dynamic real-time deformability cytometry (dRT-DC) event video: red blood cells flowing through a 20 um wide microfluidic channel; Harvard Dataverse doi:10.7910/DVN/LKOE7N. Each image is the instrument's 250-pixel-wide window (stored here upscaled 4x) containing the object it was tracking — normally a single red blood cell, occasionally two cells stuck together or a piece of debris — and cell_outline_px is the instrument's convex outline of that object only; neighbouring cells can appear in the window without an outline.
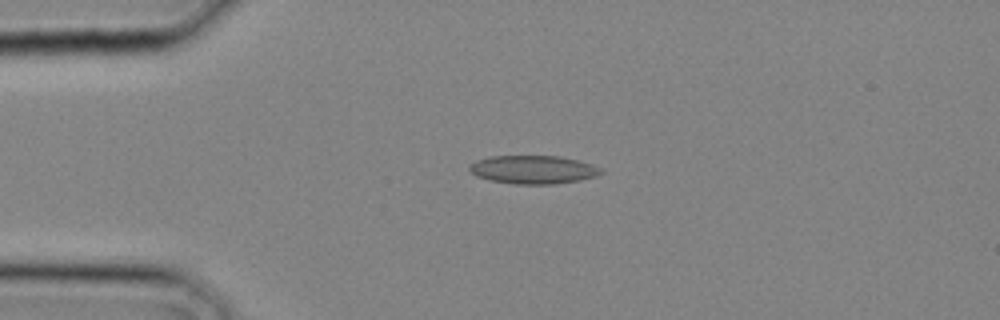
{"species": "common noctule bat (a hibernating species)", "species_latin": "Nyctalus noctula", "temperature_condition": "cold", "stored_images_in_passage": 29, "camera_frame_rate_fps": 3000, "um_per_image_px": 0.085, "animal": {"sex": "male", "body_mass_g": 20.4}, "frame": {"image": 1, "passage_image": 7, "time_ms": 2.0, "image_size_px": [1000, 320], "cell_outline_px": [[604, 172], [596, 176], [580, 180], [556, 184], [516, 184], [488, 180], [476, 176], [468, 168], [468, 164], [476, 160], [488, 156], [560, 156], [580, 160], [592, 164], [600, 168]], "centroid_in_image_um": [45.31, 14.41], "position_along_channel_um": 39.7, "area_um2": 21.96}}
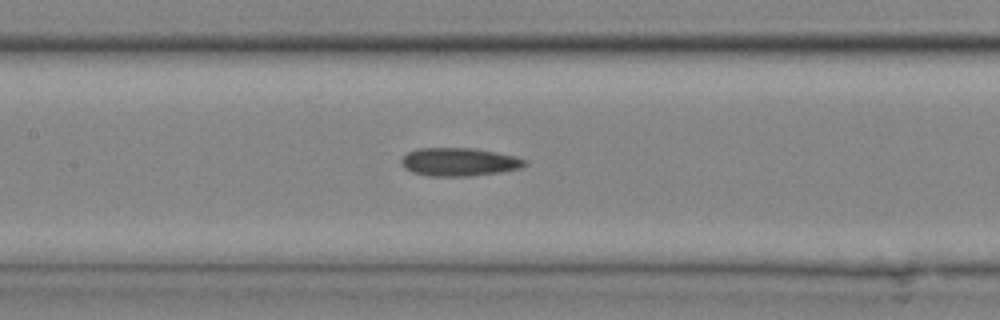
{"frame": {"image": 2, "passage_image": 14, "time_ms": 4.333, "image_size_px": [1000, 320], "cell_outline_px": [[528, 164], [520, 168], [500, 172], [468, 176], [428, 176], [412, 172], [404, 168], [400, 164], [400, 160], [408, 152], [416, 148], [476, 148], [516, 156], [528, 160]], "centroid_in_image_um": [39.02, 13.76], "position_along_channel_um": 168.4, "area_um2": 20.52}}
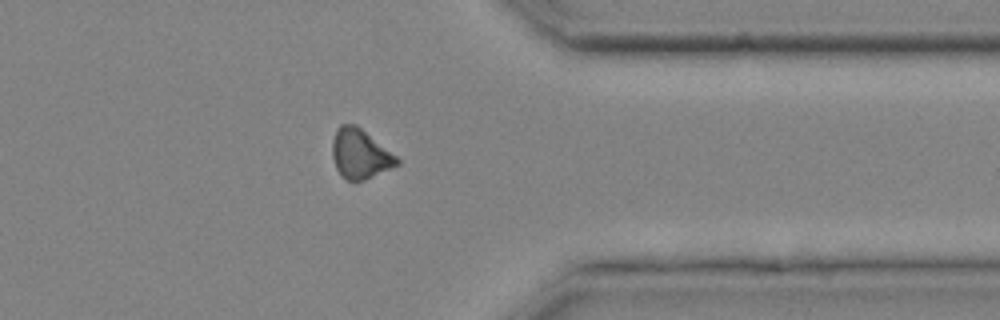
{"frame": {"image": 3, "passage_image": 24, "time_ms": 7.667, "image_size_px": [1000, 320], "cell_outline_px": [[400, 164], [364, 180], [348, 180], [340, 176], [336, 168], [332, 156], [332, 140], [336, 128], [340, 124], [356, 124], [396, 156], [400, 160]], "centroid_in_image_um": [30.57, 13.07], "position_along_channel_um": 380.8, "area_um2": 18.61}}